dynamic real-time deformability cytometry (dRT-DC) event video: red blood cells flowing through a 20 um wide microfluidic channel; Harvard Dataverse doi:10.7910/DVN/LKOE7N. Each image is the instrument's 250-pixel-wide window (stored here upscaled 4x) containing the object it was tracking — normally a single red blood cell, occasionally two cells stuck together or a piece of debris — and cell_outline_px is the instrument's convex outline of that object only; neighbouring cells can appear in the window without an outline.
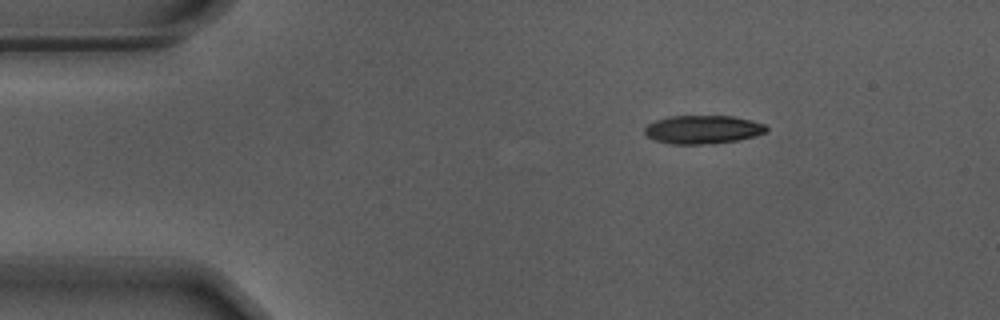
{"species": "Egyptian fruit bat (a non-hibernating species)", "species_latin": "Rousettus aegyptiacus", "temperature_condition": "warm", "stored_images_in_passage": 48, "camera_frame_rate_fps": 3000, "um_per_image_px": 0.085, "animal": {"sex": "male"}, "frame": {"image": 1, "passage_image": 1, "time_ms": 0.0, "image_size_px": [1000, 320], "cell_outline_px": [[768, 128], [764, 132], [756, 136], [736, 140], [700, 144], [672, 144], [656, 140], [648, 136], [644, 132], [644, 128], [648, 124], [656, 120], [668, 116], [732, 116], [752, 120], [764, 124]], "centroid_in_image_um": [59.73, 11.0], "position_along_channel_um": 25.3, "area_um2": 19.94}}
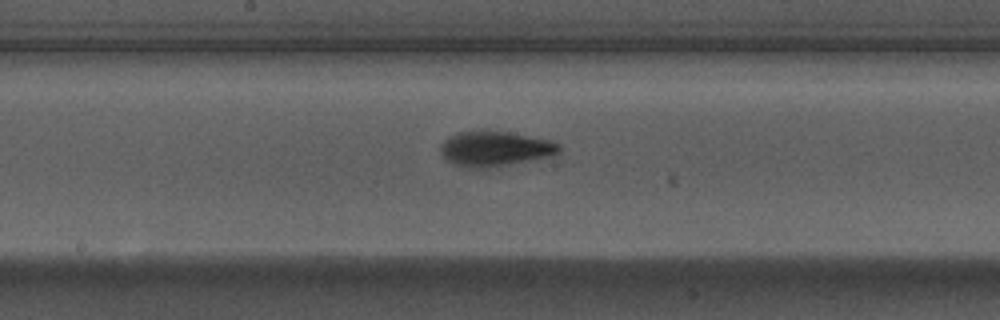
{"frame": {"image": 2, "passage_image": 21, "time_ms": 6.667, "image_size_px": [1000, 320], "cell_outline_px": [[560, 152], [548, 156], [508, 164], [480, 168], [468, 168], [456, 164], [448, 160], [440, 152], [440, 144], [444, 140], [460, 132], [504, 132], [548, 140], [560, 144]], "centroid_in_image_um": [42.04, 12.65], "position_along_channel_um": 206.2, "area_um2": 23.18}}
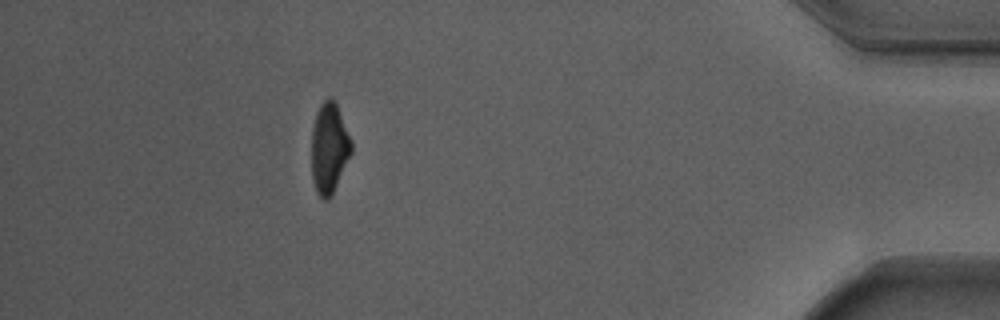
{"frame": {"image": 3, "passage_image": 42, "time_ms": 13.667, "image_size_px": [1000, 320], "cell_outline_px": [[352, 152], [328, 200], [324, 200], [316, 192], [312, 176], [312, 128], [316, 112], [320, 104], [328, 96], [332, 96], [336, 104], [352, 140]], "centroid_in_image_um": [27.97, 12.54], "position_along_channel_um": 407.2, "area_um2": 20.81}, "authors_computed_cell_mechanics": {"area_um2": 21.5305, "velocity_mm_per_s": 3.695, "shape_relaxation_time_tau1_ms": 4.0451, "shape_relaxation_time_tau2_ms": 1.6009, "deformation_change_tau1": 0.1815, "deformation_change_tau2": 0.0827}}